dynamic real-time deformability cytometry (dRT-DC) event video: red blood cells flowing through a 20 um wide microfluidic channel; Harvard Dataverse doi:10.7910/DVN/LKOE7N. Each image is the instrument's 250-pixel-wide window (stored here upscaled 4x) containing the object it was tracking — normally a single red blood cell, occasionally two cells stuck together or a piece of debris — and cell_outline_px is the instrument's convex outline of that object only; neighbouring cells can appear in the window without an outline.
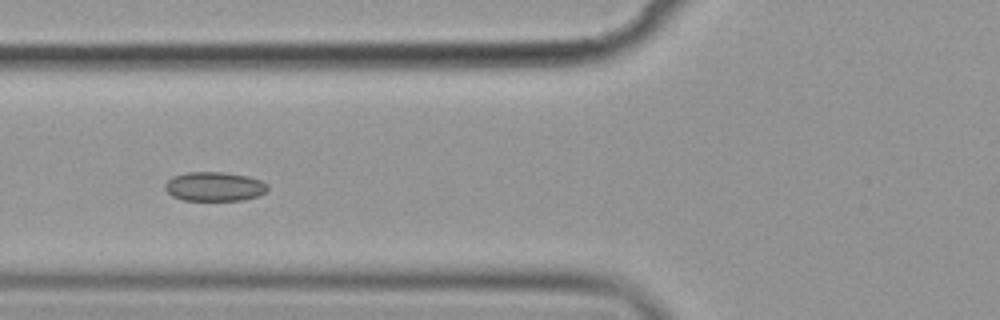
{"species": "common noctule bat (a hibernating species)", "species_latin": "Nyctalus noctula", "temperature_condition": "cold", "stored_images_in_passage": 16, "segment_of_instrument_passage": [1, 2], "camera_frame_rate_fps": 3000, "um_per_image_px": 0.085, "animal": {"sex": "female", "body_mass_g": 19.9}, "frame": {"image": 1, "passage_image": 7, "time_ms": 2.0, "image_size_px": [1000, 320], "cell_outline_px": [[268, 188], [264, 192], [256, 196], [244, 200], [184, 200], [172, 196], [164, 188], [164, 184], [172, 176], [184, 172], [224, 172], [248, 176], [260, 180], [268, 184]], "centroid_in_image_um": [18.2, 15.84], "position_along_channel_um": 107.6, "area_um2": 17.51}}
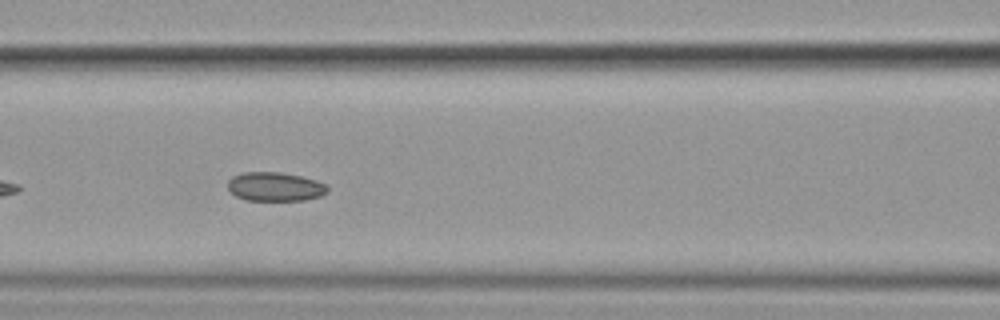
{"frame": {"image": 2, "passage_image": 10, "time_ms": 3.0, "image_size_px": [1000, 320], "cell_outline_px": [[328, 192], [320, 196], [304, 200], [248, 200], [236, 196], [228, 188], [228, 180], [232, 176], [244, 172], [280, 172], [300, 176], [316, 180], [328, 184]], "centroid_in_image_um": [23.4, 15.86], "position_along_channel_um": 143.2, "area_um2": 16.82}}
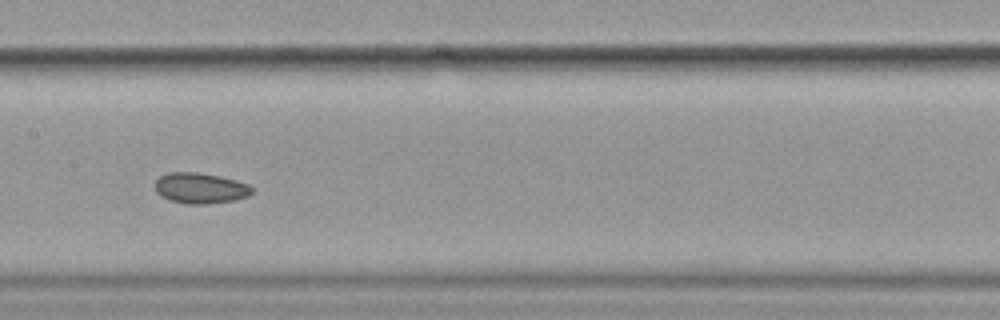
{"frame": {"image": 3, "passage_image": 14, "time_ms": 4.333, "image_size_px": [1000, 320], "cell_outline_px": [[252, 192], [248, 196], [236, 200], [204, 204], [188, 204], [172, 200], [160, 196], [156, 192], [156, 180], [160, 176], [168, 172], [196, 172], [220, 176], [236, 180], [248, 184], [252, 188]], "centroid_in_image_um": [17.03, 15.99], "position_along_channel_um": 190.4, "area_um2": 17.28}}